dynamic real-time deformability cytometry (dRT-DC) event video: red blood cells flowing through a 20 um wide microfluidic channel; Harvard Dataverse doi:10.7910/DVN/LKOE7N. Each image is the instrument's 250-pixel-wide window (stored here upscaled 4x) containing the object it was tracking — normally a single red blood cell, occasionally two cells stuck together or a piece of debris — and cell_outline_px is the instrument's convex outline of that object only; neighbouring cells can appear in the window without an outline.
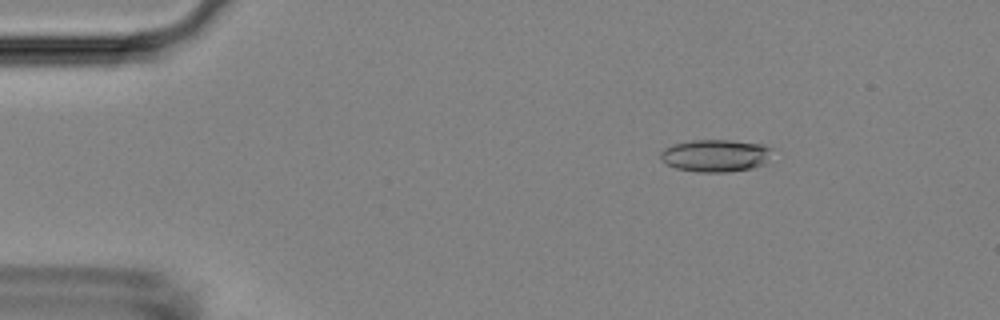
{"species": "Egyptian fruit bat (a non-hibernating species)", "species_latin": "Rousettus aegyptiacus", "temperature_condition": "room temperature", "stored_images_in_passage": 54, "camera_frame_rate_fps": 3000, "um_per_image_px": 0.085, "animal": {"sex": "female"}, "frame": {"image": 1, "passage_image": 8, "time_ms": 2.333, "image_size_px": [1000, 320], "cell_outline_px": [[772, 148], [764, 164], [752, 168], [732, 172], [696, 172], [676, 168], [668, 164], [660, 156], [660, 152], [664, 148], [672, 144], [692, 140], [732, 140], [764, 144]], "centroid_in_image_um": [60.82, 13.22], "position_along_channel_um": 24.2, "area_um2": 21.1}}
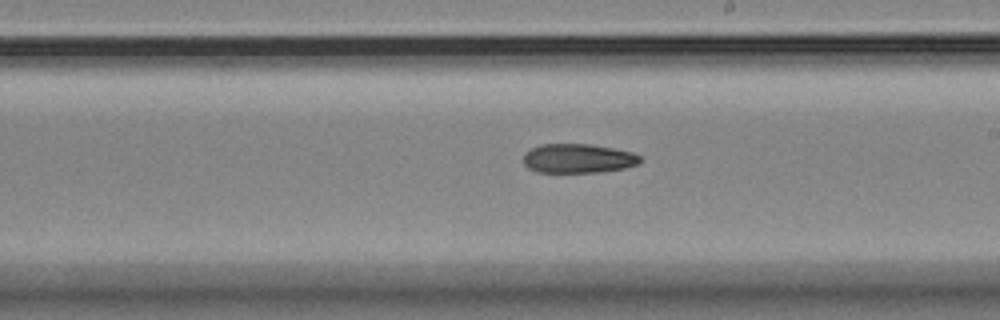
{"frame": {"image": 2, "passage_image": 31, "time_ms": 10.0, "image_size_px": [1000, 320], "cell_outline_px": [[644, 160], [640, 164], [624, 168], [600, 172], [536, 172], [528, 168], [524, 164], [524, 152], [540, 144], [588, 144], [612, 148], [632, 152], [640, 156]], "centroid_in_image_um": [49.15, 13.47], "position_along_channel_um": 239.8, "area_um2": 20.0}}
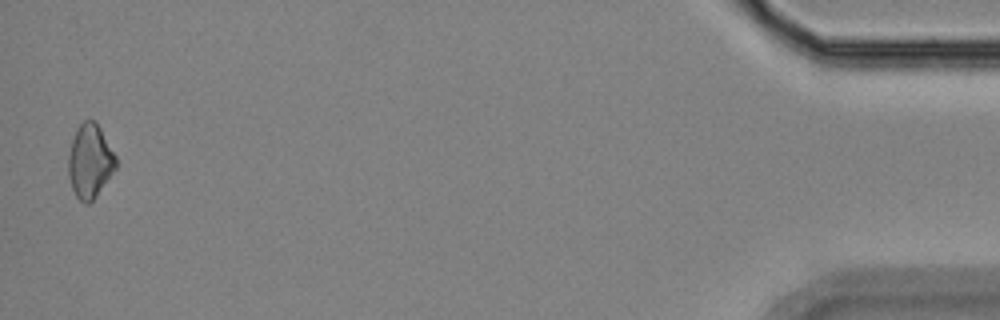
{"frame": {"image": 3, "passage_image": 53, "time_ms": 17.333, "image_size_px": [1000, 320], "cell_outline_px": [[116, 168], [96, 196], [88, 204], [84, 204], [76, 196], [72, 188], [68, 176], [68, 156], [72, 140], [80, 124], [84, 120], [92, 120], [100, 128], [116, 156]], "centroid_in_image_um": [7.63, 13.72], "position_along_channel_um": 427.6, "area_um2": 20.17}}